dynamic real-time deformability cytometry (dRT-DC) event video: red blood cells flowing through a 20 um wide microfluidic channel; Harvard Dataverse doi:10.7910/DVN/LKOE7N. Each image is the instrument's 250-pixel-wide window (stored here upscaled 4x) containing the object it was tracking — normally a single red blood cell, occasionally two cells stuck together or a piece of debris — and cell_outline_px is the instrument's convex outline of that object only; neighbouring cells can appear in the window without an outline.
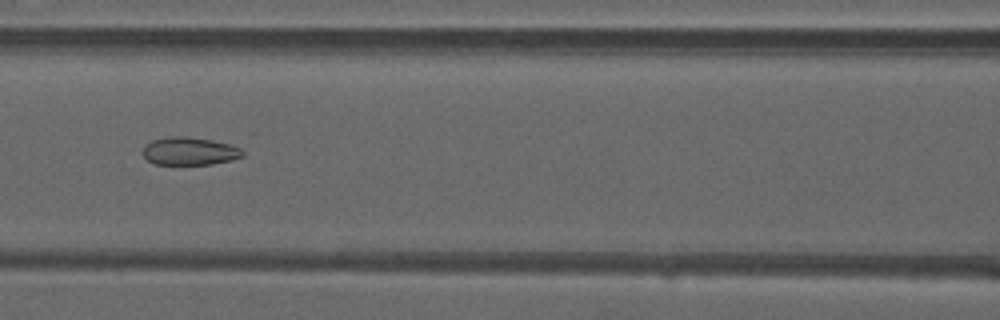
{"species": "common noctule bat (a hibernating species)", "species_latin": "Nyctalus noctula", "temperature_condition": "warm", "stored_images_in_passage": 38, "camera_frame_rate_fps": 3000, "um_per_image_px": 0.085, "animal": {"sex": "male", "forearm_length_mm": 52.5}, "frame": {"image": 1, "passage_image": 11, "time_ms": 3.333, "image_size_px": [1000, 320], "cell_outline_px": [[244, 156], [232, 160], [212, 164], [156, 164], [148, 160], [140, 152], [144, 144], [152, 140], [172, 136], [184, 136], [244, 144]], "centroid_in_image_um": [16.22, 12.82], "position_along_channel_um": 150.4, "area_um2": 16.94}}
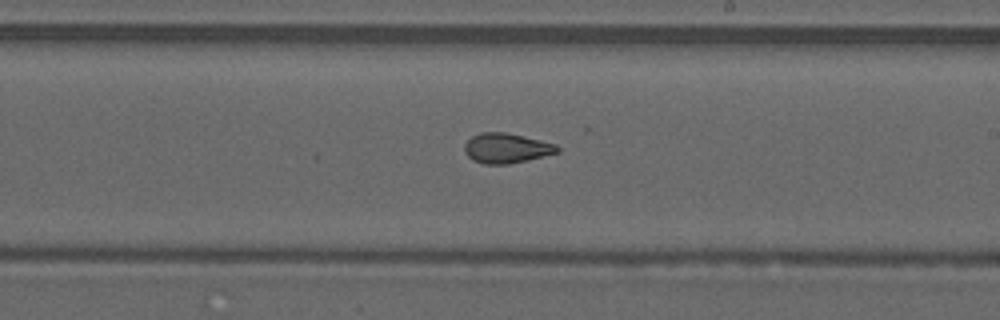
{"frame": {"image": 2, "passage_image": 18, "time_ms": 5.667, "image_size_px": [1000, 320], "cell_outline_px": [[560, 152], [508, 164], [484, 164], [472, 160], [464, 152], [464, 144], [472, 136], [480, 132], [504, 132], [524, 136], [556, 144], [560, 148]], "centroid_in_image_um": [43.03, 12.59], "position_along_channel_um": 246.0, "area_um2": 16.18}}
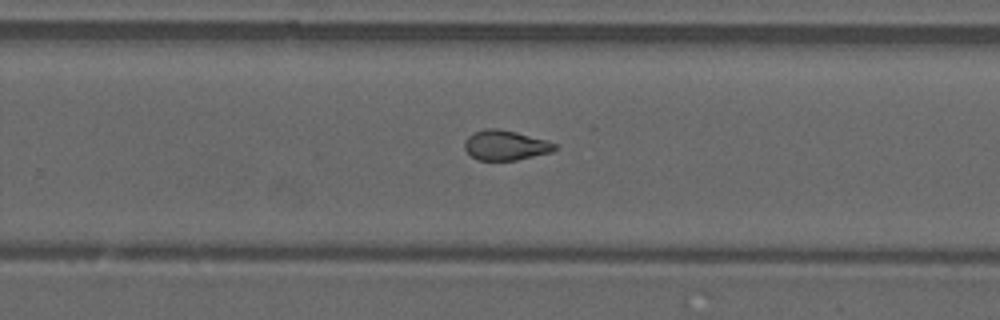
{"frame": {"image": 3, "passage_image": 21, "time_ms": 6.667, "image_size_px": [1000, 320], "cell_outline_px": [[556, 148], [552, 152], [516, 160], [476, 160], [464, 148], [464, 144], [468, 136], [484, 128], [496, 128], [516, 132], [548, 140], [556, 144]], "centroid_in_image_um": [42.97, 12.34], "position_along_channel_um": 286.8, "area_um2": 15.66}, "authors_computed_cell_mechanics": {"area_um2": 16.2707, "velocity_mm_per_s": 4.114, "shape_relaxation_time_tau1_ms": null, "shape_relaxation_time_tau2_ms": 1.4559, "deformation_change_tau1": null, "deformation_change_tau2": 0.0778}}